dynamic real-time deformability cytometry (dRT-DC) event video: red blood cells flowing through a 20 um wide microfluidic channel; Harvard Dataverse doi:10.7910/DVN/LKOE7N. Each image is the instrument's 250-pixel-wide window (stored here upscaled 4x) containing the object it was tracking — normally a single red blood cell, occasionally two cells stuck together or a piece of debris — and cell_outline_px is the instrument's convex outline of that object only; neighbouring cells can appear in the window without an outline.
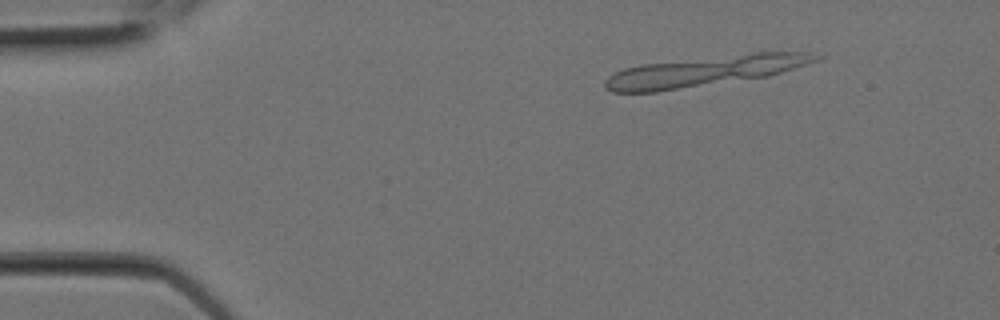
{"species": "Egyptian fruit bat (a non-hibernating species)", "species_latin": "Rousettus aegyptiacus", "temperature_condition": "room temperature", "stored_images_in_passage": 8, "segment_of_instrument_passage": [1, 2], "camera_frame_rate_fps": 3000, "um_per_image_px": 0.085, "animal": {"sex": "female"}, "frame": {"image": 1, "passage_image": 3, "time_ms": 0.667, "image_size_px": [1000, 320], "cell_outline_px": [[824, 56], [820, 60], [808, 64], [768, 76], [656, 92], [612, 92], [604, 88], [604, 80], [608, 76], [624, 68], [640, 64], [752, 52], [812, 52]], "centroid_in_image_um": [59.91, 6.03], "position_along_channel_um": 25.1, "area_um2": 37.34}}